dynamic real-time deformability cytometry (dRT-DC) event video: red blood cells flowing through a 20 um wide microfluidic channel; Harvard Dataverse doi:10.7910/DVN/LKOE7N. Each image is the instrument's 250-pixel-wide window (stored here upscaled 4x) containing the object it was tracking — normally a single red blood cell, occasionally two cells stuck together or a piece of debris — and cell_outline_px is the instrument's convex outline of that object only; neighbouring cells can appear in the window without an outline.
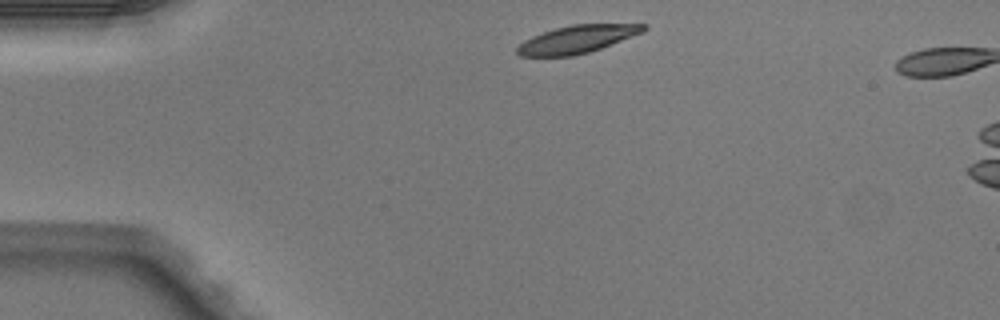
{"species": "Egyptian fruit bat (a non-hibernating species)", "species_latin": "Rousettus aegyptiacus", "temperature_condition": "warm", "stored_images_in_passage": 2, "camera_frame_rate_fps": 3000, "um_per_image_px": 0.085, "animal": {"sex": "male"}, "frame": {"image": 1, "passage_image": 1, "time_ms": 0.0, "image_size_px": [1000, 320], "cell_outline_px": [[648, 28], [644, 32], [600, 48], [588, 52], [572, 56], [520, 56], [516, 52], [516, 48], [524, 40], [532, 36], [556, 28], [572, 24], [648, 24]], "centroid_in_image_um": [49.06, 3.33], "position_along_channel_um": 35.9, "area_um2": 20.29}}